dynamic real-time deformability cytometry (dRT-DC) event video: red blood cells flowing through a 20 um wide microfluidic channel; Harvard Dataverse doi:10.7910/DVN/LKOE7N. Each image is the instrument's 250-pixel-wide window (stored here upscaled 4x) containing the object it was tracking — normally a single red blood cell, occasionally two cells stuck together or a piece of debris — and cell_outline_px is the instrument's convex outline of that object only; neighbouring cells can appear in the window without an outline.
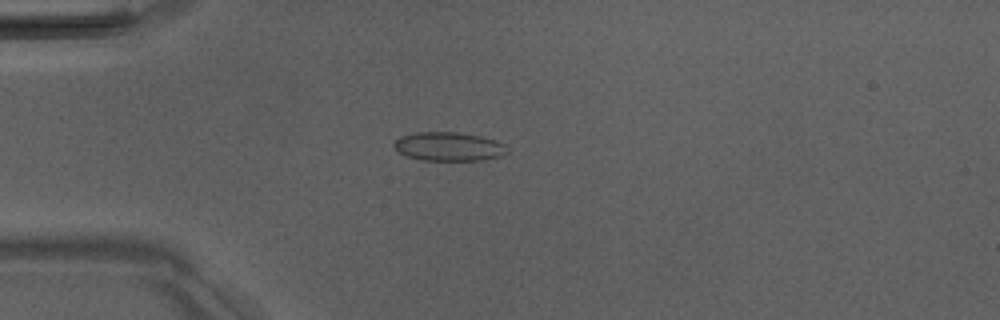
{"species": "Egyptian fruit bat (a non-hibernating species)", "species_latin": "Rousettus aegyptiacus", "temperature_condition": "room temperature", "stored_images_in_passage": 5, "camera_frame_rate_fps": 3000, "um_per_image_px": 0.085, "animal": {"sex": "male"}, "frame": {"image": 1, "passage_image": 4, "time_ms": 3.333, "image_size_px": [1000, 320], "cell_outline_px": [[508, 152], [500, 156], [480, 160], [420, 160], [396, 152], [392, 144], [400, 136], [416, 132], [456, 132], [480, 136], [504, 144], [508, 148]], "centroid_in_image_um": [38.09, 12.45], "position_along_channel_um": 46.9, "area_um2": 18.96}}